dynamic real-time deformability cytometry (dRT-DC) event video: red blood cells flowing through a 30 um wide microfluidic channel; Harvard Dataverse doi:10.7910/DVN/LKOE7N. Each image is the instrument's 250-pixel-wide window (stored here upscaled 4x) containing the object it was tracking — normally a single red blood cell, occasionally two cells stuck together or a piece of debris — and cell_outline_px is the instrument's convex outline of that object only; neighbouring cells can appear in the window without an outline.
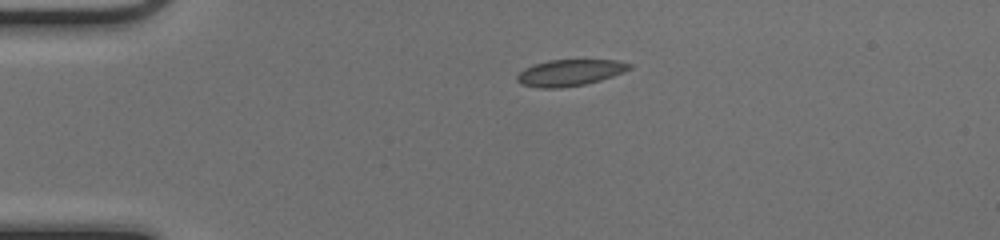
{"species": "common noctule bat (a hibernating species)", "species_latin": "Nyctalus noctula", "temperature_condition": "cold", "stored_images_in_passage": 40, "camera_frame_rate_fps": 3000, "um_per_image_px": 0.085, "animal": {"sex": "female", "body_mass_g": 17.0, "forearm_length_mm": 48.0}, "frame": {"image": 1, "passage_image": 1, "time_ms": 0.0, "image_size_px": [1000, 240], "cell_outline_px": [[632, 68], [624, 72], [600, 80], [584, 84], [560, 88], [540, 88], [520, 84], [516, 80], [516, 76], [524, 68], [532, 64], [548, 60], [616, 60], [632, 64]], "centroid_in_image_um": [48.41, 6.17], "position_along_channel_um": 36.6, "area_um2": 17.34}}
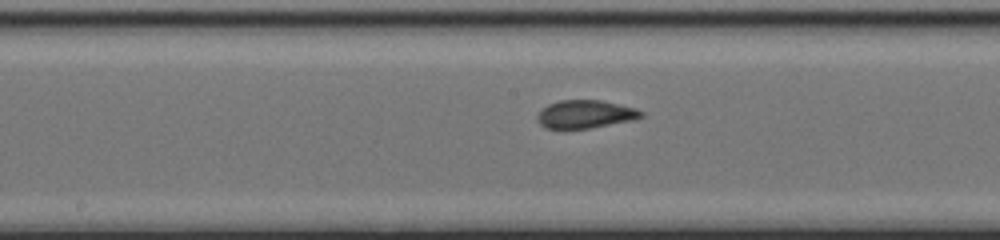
{"frame": {"image": 2, "passage_image": 16, "time_ms": 5.0, "image_size_px": [1000, 240], "cell_outline_px": [[644, 116], [636, 120], [592, 128], [544, 128], [540, 124], [536, 116], [548, 104], [560, 100], [600, 100], [636, 108], [644, 112]], "centroid_in_image_um": [49.81, 9.71], "position_along_channel_um": 198.4, "area_um2": 17.05}}
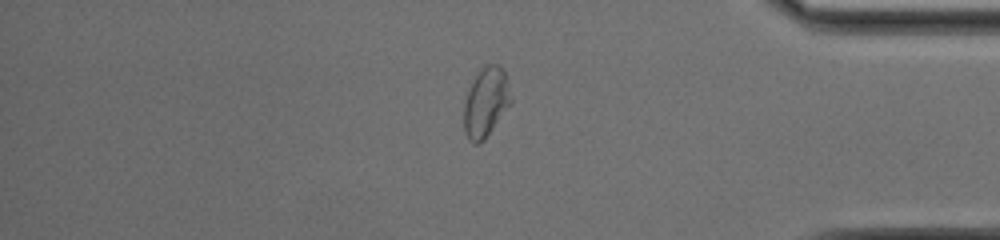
{"frame": {"image": 3, "passage_image": 32, "time_ms": 10.333, "image_size_px": [1000, 240], "cell_outline_px": [[512, 104], [484, 140], [480, 144], [472, 144], [468, 140], [464, 132], [464, 100], [468, 88], [476, 76], [488, 64], [500, 64], [504, 68], [508, 80], [512, 100]], "centroid_in_image_um": [41.32, 8.72], "position_along_channel_um": 393.9, "area_um2": 19.42}, "authors_computed_cell_mechanics": {"area_um2": 17.5134, "velocity_mm_per_s": 4.1249, "shape_relaxation_time_tau1_ms": 7.18, "shape_relaxation_time_tau2_ms": 0.5409, "deformation_change_tau1": 0.1751, "deformation_change_tau2": 0.0576}}